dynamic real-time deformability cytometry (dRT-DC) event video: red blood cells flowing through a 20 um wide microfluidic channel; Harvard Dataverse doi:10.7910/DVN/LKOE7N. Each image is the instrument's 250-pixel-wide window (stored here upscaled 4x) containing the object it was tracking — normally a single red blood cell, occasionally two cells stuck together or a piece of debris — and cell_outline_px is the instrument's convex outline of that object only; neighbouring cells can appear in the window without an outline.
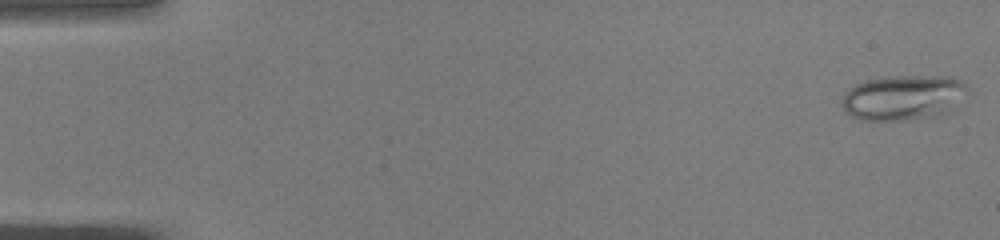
{"species": "common noctule bat (a hibernating species)", "species_latin": "Nyctalus noctula", "temperature_condition": "warm", "stored_images_in_passage": 45, "camera_frame_rate_fps": 3000, "um_per_image_px": 0.085, "animal": {"sex": "male", "body_mass_g": 19.0, "forearm_length_mm": 50.8}, "frame": {"image": 1, "passage_image": 1, "time_ms": 0.0, "image_size_px": [1000, 240], "cell_outline_px": [[968, 88], [960, 108], [956, 112], [936, 116], [912, 120], [860, 120], [852, 116], [840, 104], [844, 92], [856, 84], [868, 80], [896, 76], [952, 76], [960, 80]], "centroid_in_image_um": [76.87, 8.31], "position_along_channel_um": 8.1, "area_um2": 33.76}}
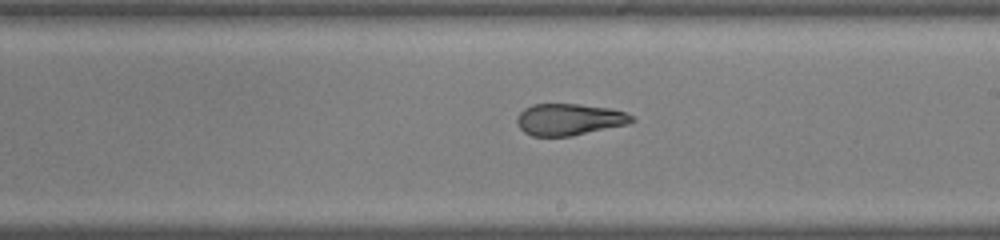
{"frame": {"image": 2, "passage_image": 29, "time_ms": 9.333, "image_size_px": [1000, 240], "cell_outline_px": [[636, 120], [628, 124], [572, 136], [532, 136], [524, 132], [520, 128], [516, 120], [520, 112], [524, 108], [532, 104], [580, 104], [612, 108], [628, 112]], "centroid_in_image_um": [48.41, 10.14], "position_along_channel_um": 240.6, "area_um2": 21.39}}
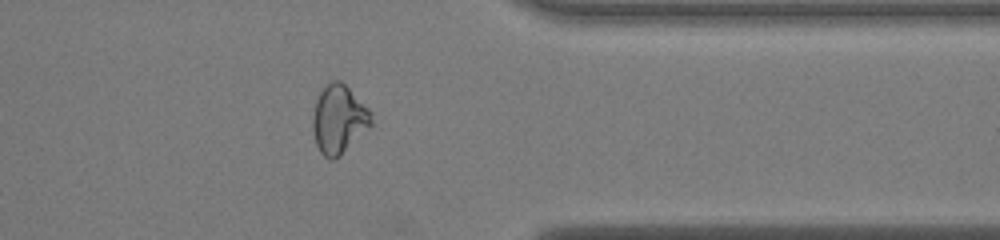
{"frame": {"image": 3, "passage_image": 40, "time_ms": 13.0, "image_size_px": [1000, 240], "cell_outline_px": [[372, 124], [340, 156], [332, 160], [328, 160], [320, 152], [316, 144], [312, 128], [312, 120], [316, 100], [320, 92], [332, 80], [340, 80], [372, 112]], "centroid_in_image_um": [28.78, 10.16], "position_along_channel_um": 382.6, "area_um2": 23.12}}